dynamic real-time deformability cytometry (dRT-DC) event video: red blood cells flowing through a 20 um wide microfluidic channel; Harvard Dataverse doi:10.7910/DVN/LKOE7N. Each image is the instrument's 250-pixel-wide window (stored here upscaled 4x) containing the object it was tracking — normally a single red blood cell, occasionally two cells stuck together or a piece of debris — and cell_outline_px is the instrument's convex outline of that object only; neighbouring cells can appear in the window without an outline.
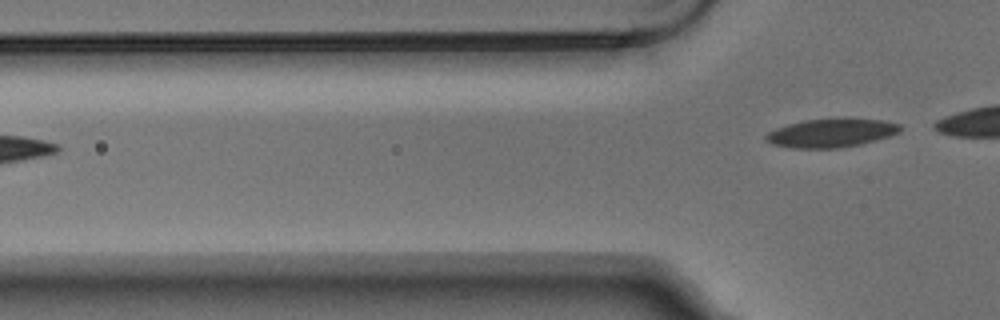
{"species": "Egyptian fruit bat (a non-hibernating species)", "species_latin": "Rousettus aegyptiacus", "temperature_condition": "warm", "stored_images_in_passage": 3, "camera_frame_rate_fps": 3000, "um_per_image_px": 0.085, "animal": {"sex": "male"}, "frame": {"image": 1, "passage_image": 3, "time_ms": 0.667, "image_size_px": [1000, 320], "cell_outline_px": [[904, 128], [900, 132], [888, 136], [860, 144], [840, 148], [792, 148], [772, 144], [764, 140], [764, 136], [768, 132], [776, 128], [788, 124], [804, 120], [840, 116], [848, 116], [884, 120], [900, 124]], "centroid_in_image_um": [70.68, 11.26], "position_along_channel_um": 55.1, "area_um2": 23.18}}